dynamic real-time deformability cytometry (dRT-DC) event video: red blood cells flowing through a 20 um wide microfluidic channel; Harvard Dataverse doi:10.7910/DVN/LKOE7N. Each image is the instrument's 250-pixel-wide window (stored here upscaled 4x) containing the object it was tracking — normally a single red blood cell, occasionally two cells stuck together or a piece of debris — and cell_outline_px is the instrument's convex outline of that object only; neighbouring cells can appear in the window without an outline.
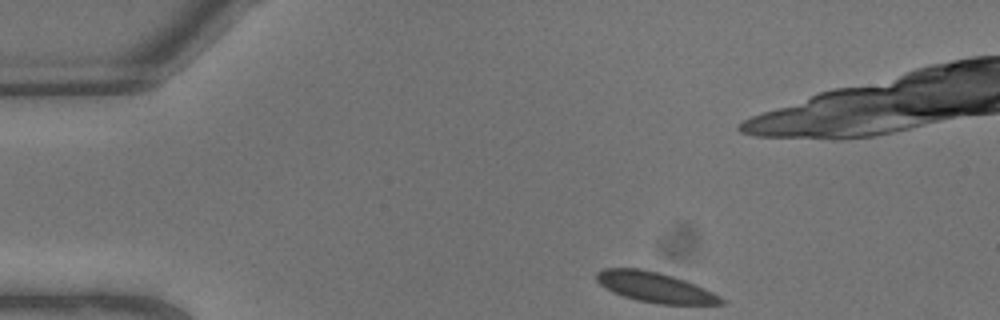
{"species": "common noctule bat (a hibernating species)", "species_latin": "Nyctalus noctula", "temperature_condition": "warm", "stored_images_in_passage": 6, "camera_frame_rate_fps": 3000, "um_per_image_px": 0.085, "animal": {"sex": "male", "body_mass_g": 13.3}, "frame": {"image": 1, "passage_image": 1, "time_ms": 0.0, "image_size_px": [1000, 320], "cell_outline_px": [[724, 304], [660, 304], [636, 300], [612, 292], [604, 288], [596, 280], [596, 272], [604, 268], [640, 268], [660, 272], [696, 284], [720, 296], [724, 300]], "centroid_in_image_um": [55.64, 24.41], "position_along_channel_um": 29.4, "area_um2": 21.91}}
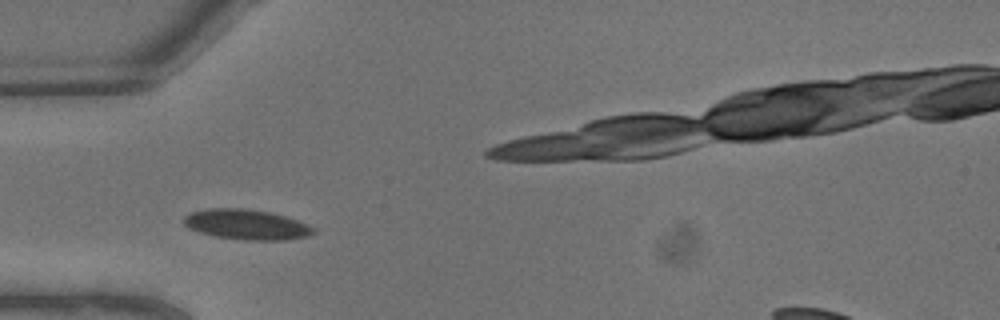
{"frame": {"image": 2, "passage_image": 4, "time_ms": 1.0, "image_size_px": [1000, 320], "cell_outline_px": [[316, 232], [308, 236], [284, 240], [244, 240], [216, 236], [200, 232], [188, 228], [184, 224], [184, 216], [192, 212], [208, 208], [244, 208], [268, 212], [284, 216], [308, 224], [316, 228]], "centroid_in_image_um": [20.97, 19.08], "position_along_channel_um": 64.0, "area_um2": 22.72}}